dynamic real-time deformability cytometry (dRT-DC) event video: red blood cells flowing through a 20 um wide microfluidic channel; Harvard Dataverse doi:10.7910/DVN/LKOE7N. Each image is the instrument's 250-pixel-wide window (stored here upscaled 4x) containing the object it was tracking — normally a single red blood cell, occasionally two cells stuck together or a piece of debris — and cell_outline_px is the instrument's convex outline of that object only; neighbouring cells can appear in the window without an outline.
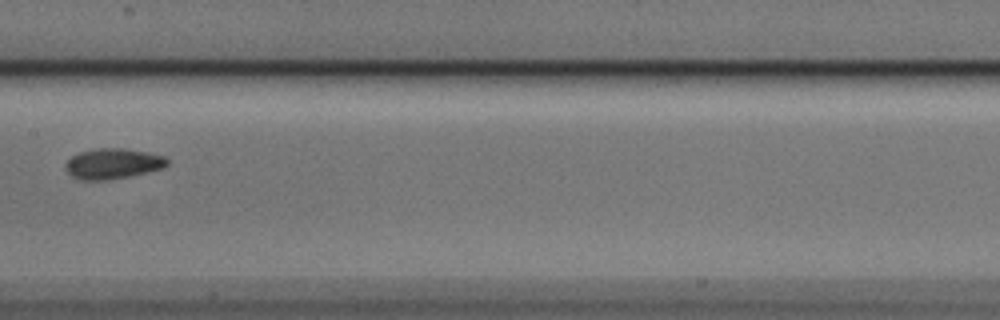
{"species": "Egyptian fruit bat (a non-hibernating species)", "species_latin": "Rousettus aegyptiacus", "temperature_condition": "cold", "stored_images_in_passage": 10, "camera_frame_rate_fps": 3000, "um_per_image_px": 0.085, "animal": {"sex": "male"}, "frame": {"image": 1, "passage_image": 9, "time_ms": 2.667, "image_size_px": [1000, 320], "cell_outline_px": [[168, 164], [164, 168], [128, 176], [108, 180], [80, 180], [72, 176], [64, 168], [64, 164], [72, 156], [80, 152], [100, 148], [124, 148], [164, 156], [168, 160]], "centroid_in_image_um": [9.57, 13.92], "position_along_channel_um": 197.8, "area_um2": 17.92}}
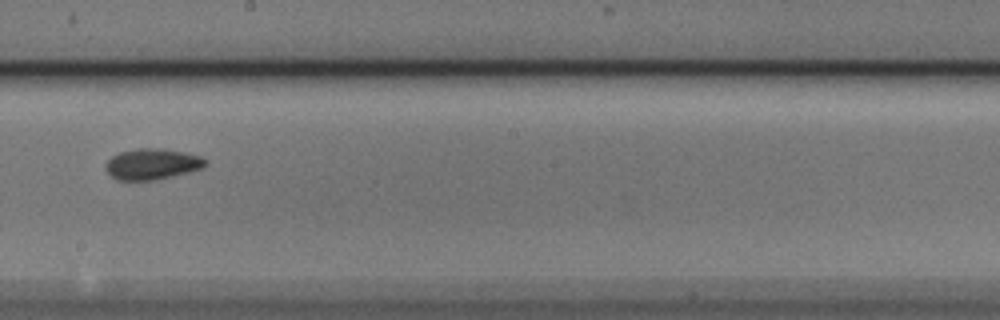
{"frame": {"image": 2, "passage_image": 10, "time_ms": 3.0, "image_size_px": [1000, 320], "cell_outline_px": [[208, 164], [204, 168], [156, 180], [116, 180], [104, 168], [108, 160], [112, 156], [120, 152], [136, 148], [160, 148], [188, 152], [200, 156], [208, 160]], "centroid_in_image_um": [12.97, 13.93], "position_along_channel_um": 235.2, "area_um2": 18.21}}